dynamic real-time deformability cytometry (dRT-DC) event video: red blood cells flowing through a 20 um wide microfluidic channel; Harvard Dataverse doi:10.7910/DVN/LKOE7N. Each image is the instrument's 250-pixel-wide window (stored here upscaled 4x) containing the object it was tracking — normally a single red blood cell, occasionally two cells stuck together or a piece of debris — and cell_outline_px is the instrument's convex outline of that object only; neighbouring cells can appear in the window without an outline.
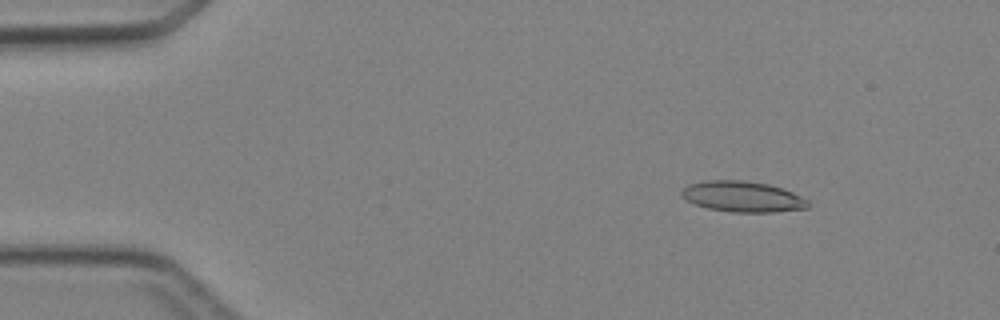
{"species": "Egyptian fruit bat (a non-hibernating species)", "species_latin": "Rousettus aegyptiacus", "temperature_condition": "cold", "stored_images_in_passage": 3, "camera_frame_rate_fps": 3000, "um_per_image_px": 0.085, "animal": {"sex": "female"}, "frame": {"image": 1, "passage_image": 1, "time_ms": 0.0, "image_size_px": [1000, 320], "cell_outline_px": [[808, 208], [776, 212], [732, 212], [708, 208], [696, 204], [680, 196], [680, 192], [688, 184], [704, 180], [744, 180], [768, 184], [784, 188], [808, 200]], "centroid_in_image_um": [63.12, 16.7], "position_along_channel_um": 21.9, "area_um2": 22.72}}
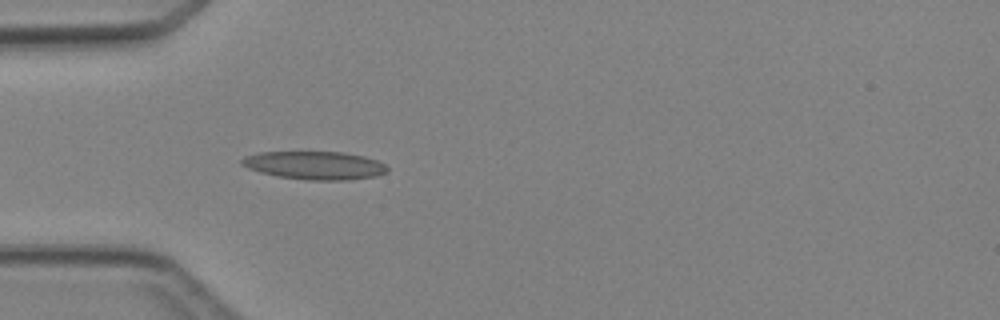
{"frame": {"image": 2, "passage_image": 3, "time_ms": 2.667, "image_size_px": [1000, 320], "cell_outline_px": [[388, 172], [376, 176], [348, 180], [304, 180], [276, 176], [260, 172], [248, 168], [240, 164], [240, 160], [244, 156], [260, 152], [344, 152], [364, 156], [376, 160], [384, 164], [388, 168]], "centroid_in_image_um": [26.74, 14.06], "position_along_channel_um": 58.3, "area_um2": 24.04}}